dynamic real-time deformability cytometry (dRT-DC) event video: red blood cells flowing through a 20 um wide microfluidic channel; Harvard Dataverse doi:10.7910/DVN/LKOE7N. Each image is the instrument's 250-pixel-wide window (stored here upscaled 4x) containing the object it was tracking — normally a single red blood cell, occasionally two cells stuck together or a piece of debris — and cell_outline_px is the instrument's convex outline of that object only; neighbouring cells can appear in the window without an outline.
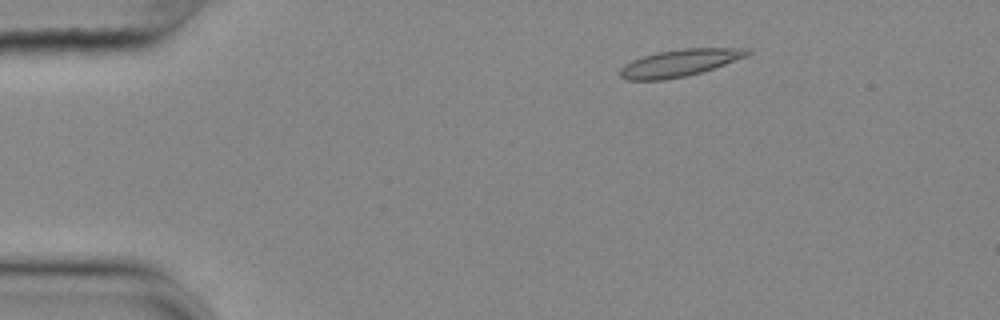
{"species": "common noctule bat (a hibernating species)", "species_latin": "Nyctalus noctula", "temperature_condition": "cold", "stored_images_in_passage": 51, "camera_frame_rate_fps": 3000, "um_per_image_px": 0.085, "animal": {"sex": "female", "body_mass_g": 25.1}, "frame": {"image": 1, "passage_image": 4, "time_ms": 1.0, "image_size_px": [1000, 320], "cell_outline_px": [[752, 52], [748, 56], [700, 72], [684, 76], [664, 80], [624, 80], [620, 76], [620, 68], [624, 64], [632, 60], [656, 52], [680, 48], [748, 48]], "centroid_in_image_um": [57.74, 5.34], "position_along_channel_um": 27.3, "area_um2": 20.06}}
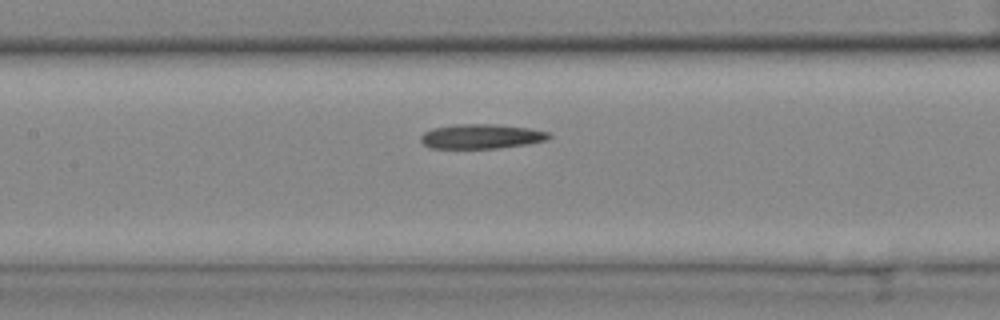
{"frame": {"image": 2, "passage_image": 21, "time_ms": 6.667, "image_size_px": [1000, 320], "cell_outline_px": [[552, 136], [548, 140], [528, 144], [496, 148], [432, 148], [424, 144], [420, 140], [420, 136], [424, 132], [432, 128], [456, 124], [492, 124], [528, 128], [548, 132]], "centroid_in_image_um": [40.91, 11.59], "position_along_channel_um": 166.5, "area_um2": 18.32}}
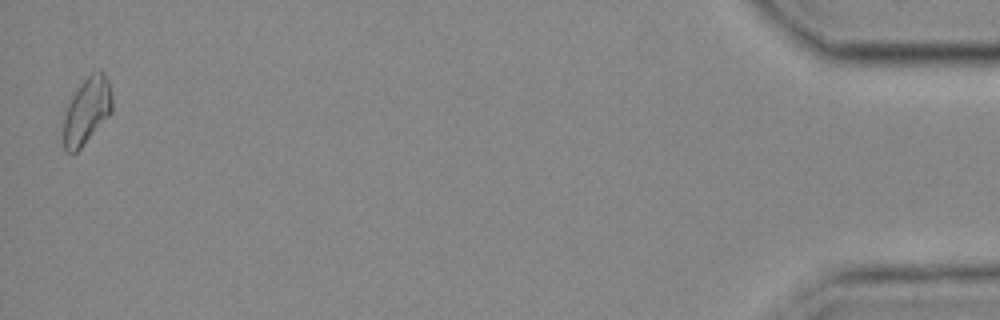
{"frame": {"image": 3, "passage_image": 50, "time_ms": 16.333, "image_size_px": [1000, 320], "cell_outline_px": [[112, 112], [80, 148], [76, 152], [64, 152], [64, 116], [68, 104], [72, 96], [84, 80], [92, 72], [104, 72], [108, 80], [112, 92]], "centroid_in_image_um": [7.39, 9.41], "position_along_channel_um": 427.8, "area_um2": 18.55}, "authors_computed_cell_mechanics": {"area_um2": 18.3226, "velocity_mm_per_s": 3.622, "shape_relaxation_time_tau1_ms": 10.2859, "shape_relaxation_time_tau2_ms": null, "deformation_change_tau1": 0.224, "deformation_change_tau2": null}}